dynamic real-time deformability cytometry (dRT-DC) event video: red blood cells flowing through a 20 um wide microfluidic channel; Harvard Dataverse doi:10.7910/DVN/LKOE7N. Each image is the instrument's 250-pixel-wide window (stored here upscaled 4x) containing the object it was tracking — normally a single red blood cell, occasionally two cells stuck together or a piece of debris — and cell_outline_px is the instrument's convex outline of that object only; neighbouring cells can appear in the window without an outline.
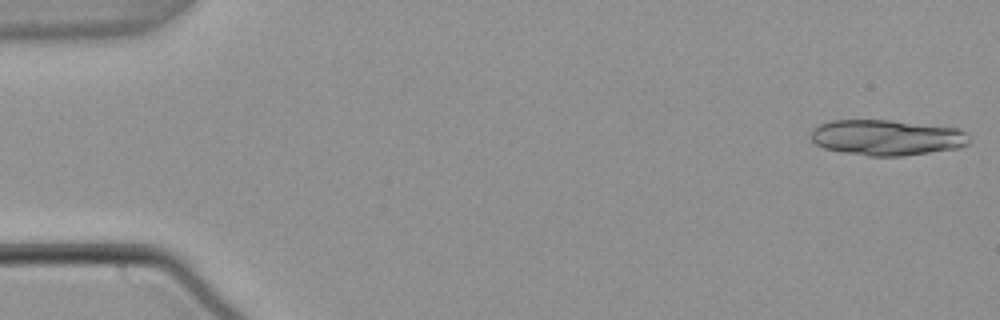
{"species": "common noctule bat (a hibernating species)", "species_latin": "Nyctalus noctula", "temperature_condition": "warm", "stored_images_in_passage": 15, "camera_frame_rate_fps": 3000, "um_per_image_px": 0.085, "animal": {"sex": "male", "body_mass_g": 21.5, "forearm_length_mm": 52.0}, "frame": {"image": 1, "passage_image": 1, "time_ms": 0.0, "image_size_px": [1000, 320], "cell_outline_px": [[972, 140], [968, 144], [960, 148], [904, 156], [868, 156], [844, 152], [824, 148], [816, 144], [808, 136], [812, 128], [820, 124], [832, 120], [888, 120], [960, 128], [968, 132], [972, 136]], "centroid_in_image_um": [75.42, 11.69], "position_along_channel_um": 9.6, "area_um2": 33.41}}